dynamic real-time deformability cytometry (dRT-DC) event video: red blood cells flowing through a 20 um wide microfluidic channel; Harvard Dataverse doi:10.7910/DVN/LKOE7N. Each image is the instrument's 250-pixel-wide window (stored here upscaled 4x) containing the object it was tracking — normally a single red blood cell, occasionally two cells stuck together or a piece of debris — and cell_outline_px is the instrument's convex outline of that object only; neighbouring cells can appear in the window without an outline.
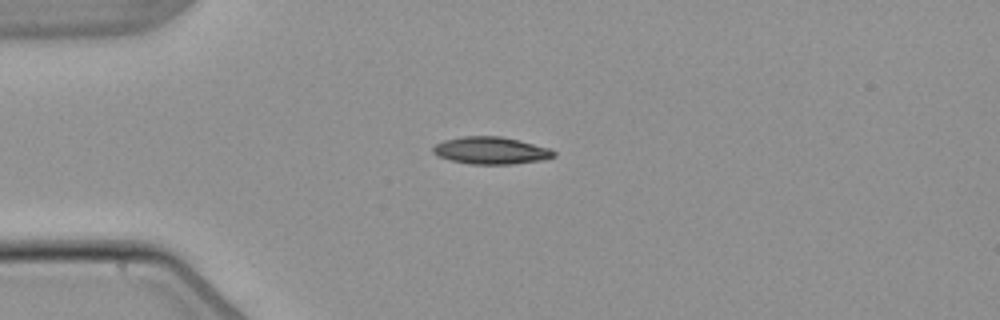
{"species": "common noctule bat (a hibernating species)", "species_latin": "Nyctalus noctula", "temperature_condition": "warm", "stored_images_in_passage": 34, "camera_frame_rate_fps": 3000, "um_per_image_px": 0.085, "animal": {"sex": "male", "body_mass_g": 21.5, "forearm_length_mm": 52.0}, "frame": {"image": 1, "passage_image": 1, "time_ms": 0.0, "image_size_px": [1000, 320], "cell_outline_px": [[556, 156], [544, 160], [512, 164], [472, 164], [452, 160], [440, 156], [432, 152], [432, 148], [436, 144], [444, 140], [464, 136], [500, 136], [520, 140], [548, 148], [556, 152]], "centroid_in_image_um": [41.76, 12.79], "position_along_channel_um": 43.2, "area_um2": 19.07}}
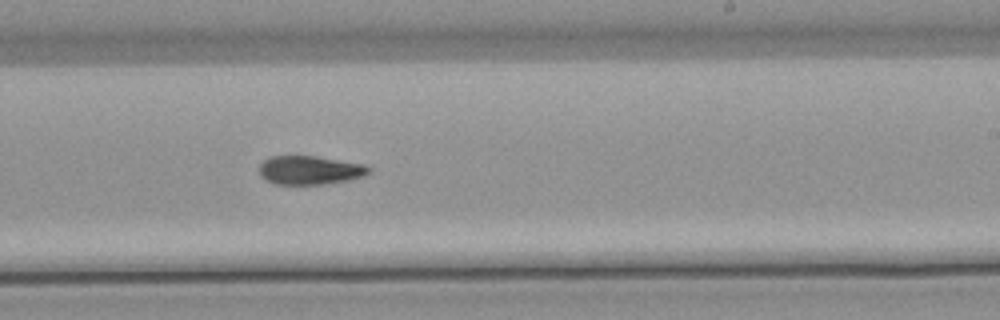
{"frame": {"image": 2, "passage_image": 20, "time_ms": 6.333, "image_size_px": [1000, 320], "cell_outline_px": [[372, 172], [364, 176], [348, 180], [324, 184], [276, 184], [260, 176], [260, 164], [264, 160], [272, 156], [312, 156], [364, 164], [372, 168]], "centroid_in_image_um": [26.37, 14.46], "position_along_channel_um": 262.6, "area_um2": 18.21}}
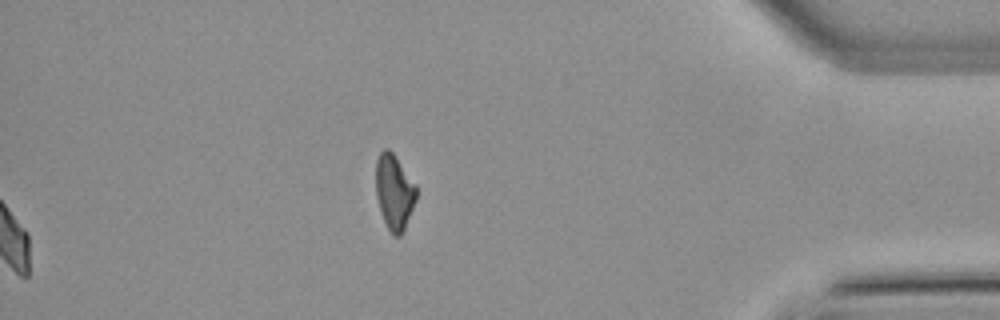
{"frame": {"image": 3, "passage_image": 34, "time_ms": 11.0, "image_size_px": [1000, 320], "cell_outline_px": [[416, 200], [404, 228], [400, 236], [392, 236], [380, 212], [376, 196], [376, 160], [380, 152], [384, 148], [388, 148], [392, 152], [416, 184]], "centroid_in_image_um": [33.5, 16.3], "position_along_channel_um": 401.7, "area_um2": 17.63}, "authors_computed_cell_mechanics": {"area_um2": 18.9006, "velocity_mm_per_s": 3.8465, "shape_relaxation_time_tau1_ms": 4.8806, "shape_relaxation_time_tau2_ms": 8.7291, "deformation_change_tau1": 0.1521, "deformation_change_tau2": 0.1562}}